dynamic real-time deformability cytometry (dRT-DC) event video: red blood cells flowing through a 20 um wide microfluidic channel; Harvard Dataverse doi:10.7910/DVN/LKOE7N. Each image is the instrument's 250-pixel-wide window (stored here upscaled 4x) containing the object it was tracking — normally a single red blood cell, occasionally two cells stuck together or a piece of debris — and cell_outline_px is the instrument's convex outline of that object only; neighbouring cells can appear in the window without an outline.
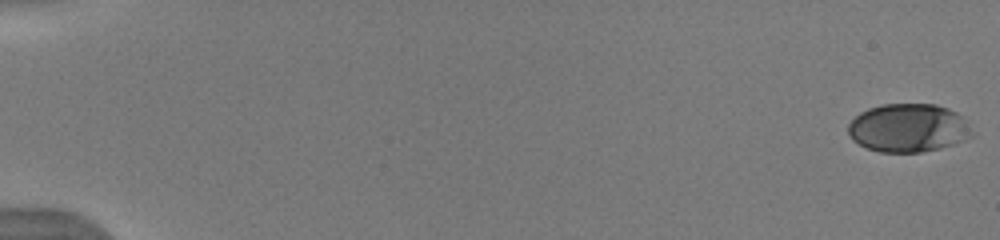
{"species": "human", "species_latin": "Homo sapiens", "temperature_condition": "warm", "stored_images_in_passage": 40, "camera_frame_rate_fps": 3000, "um_per_image_px": 0.085, "donor": {"sex": "male"}, "frame": {"image": 1, "passage_image": 1, "time_ms": 0.0, "image_size_px": [1000, 240], "cell_outline_px": [[972, 136], [964, 140], [940, 148], [920, 152], [880, 152], [868, 148], [852, 140], [848, 132], [848, 124], [860, 112], [868, 108], [880, 104], [936, 104], [948, 108], [956, 112], [960, 116], [972, 132]], "centroid_in_image_um": [77.17, 10.87], "position_along_channel_um": 7.8, "area_um2": 34.68}}
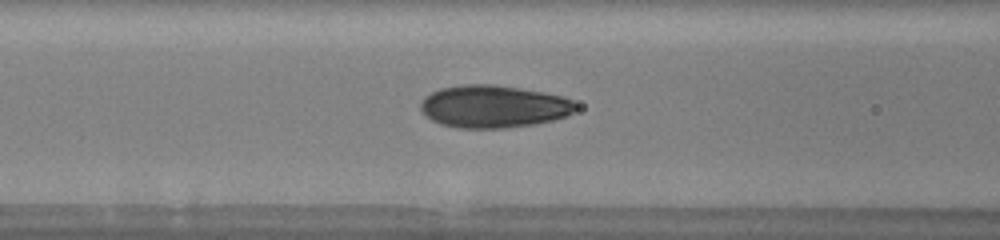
{"frame": {"image": 2, "passage_image": 24, "time_ms": 7.667, "image_size_px": [1000, 240], "cell_outline_px": [[580, 108], [564, 116], [552, 120], [536, 124], [504, 128], [460, 128], [440, 124], [432, 120], [420, 108], [420, 104], [424, 96], [440, 88], [464, 84], [492, 84], [520, 88], [544, 92], [564, 96], [572, 100]], "centroid_in_image_um": [41.97, 9.04], "position_along_channel_um": 124.6, "area_um2": 38.55}}
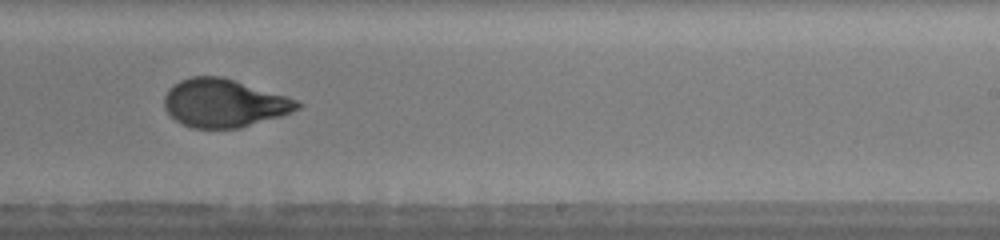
{"frame": {"image": 3, "passage_image": 35, "time_ms": 11.333, "image_size_px": [1000, 240], "cell_outline_px": [[304, 104], [300, 108], [280, 116], [240, 128], [192, 128], [180, 124], [164, 108], [164, 96], [168, 88], [180, 80], [192, 76], [220, 76], [288, 96]], "centroid_in_image_um": [19.03, 8.76], "position_along_channel_um": 270.0, "area_um2": 37.34}}